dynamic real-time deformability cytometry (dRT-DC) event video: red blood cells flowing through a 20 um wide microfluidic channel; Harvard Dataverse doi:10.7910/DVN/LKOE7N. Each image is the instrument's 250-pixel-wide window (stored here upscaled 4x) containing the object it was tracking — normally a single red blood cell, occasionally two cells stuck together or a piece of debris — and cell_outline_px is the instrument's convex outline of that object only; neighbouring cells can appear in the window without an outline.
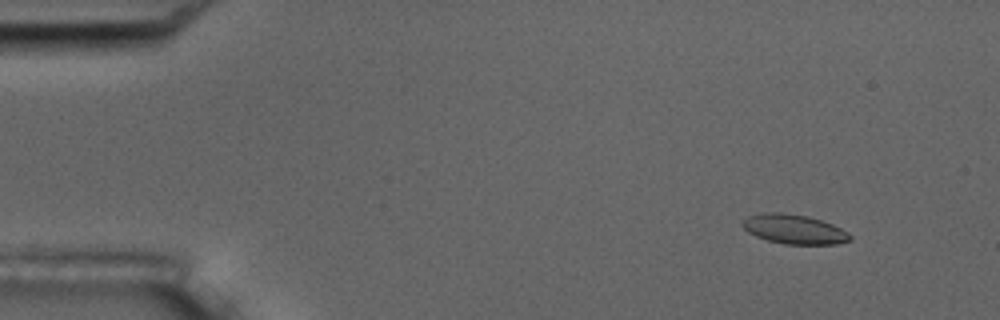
{"species": "common noctule bat (a hibernating species)", "species_latin": "Nyctalus noctula", "temperature_condition": "room temperature", "stored_images_in_passage": 4, "camera_frame_rate_fps": 3000, "um_per_image_px": 0.085, "animal": {"sex": "male", "body_mass_g": 17.5, "forearm_length_mm": 52.3}, "frame": {"image": 1, "passage_image": 2, "time_ms": 1.333, "image_size_px": [1000, 320], "cell_outline_px": [[852, 240], [836, 244], [784, 244], [768, 240], [756, 236], [748, 232], [740, 224], [748, 216], [764, 212], [780, 212], [808, 216], [832, 224], [848, 232], [852, 236]], "centroid_in_image_um": [67.5, 19.48], "position_along_channel_um": 17.5, "area_um2": 18.44}}